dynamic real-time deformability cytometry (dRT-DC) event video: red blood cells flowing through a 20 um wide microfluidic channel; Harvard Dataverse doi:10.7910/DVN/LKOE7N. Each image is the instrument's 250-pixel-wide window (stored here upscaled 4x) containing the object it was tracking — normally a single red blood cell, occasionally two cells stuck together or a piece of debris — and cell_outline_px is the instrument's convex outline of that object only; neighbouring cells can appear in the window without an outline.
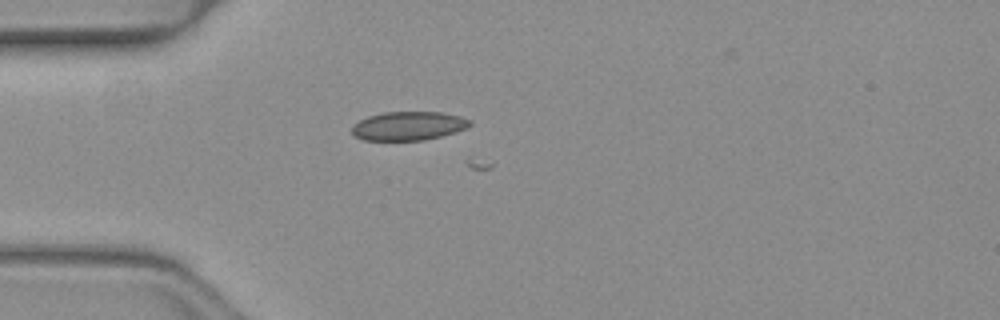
{"species": "common noctule bat (a hibernating species)", "species_latin": "Nyctalus noctula", "temperature_condition": "warm", "stored_images_in_passage": 4, "camera_frame_rate_fps": 3000, "um_per_image_px": 0.085, "animal": {"sex": "female", "body_mass_g": 19.3, "forearm_length_mm": 54.1}, "frame": {"image": 1, "passage_image": 3, "time_ms": 0.667, "image_size_px": [1000, 320], "cell_outline_px": [[472, 124], [456, 132], [424, 140], [364, 140], [356, 136], [352, 132], [352, 124], [368, 116], [384, 112], [440, 112], [460, 116], [472, 120]], "centroid_in_image_um": [34.72, 10.7], "position_along_channel_um": 50.3, "area_um2": 19.71}}